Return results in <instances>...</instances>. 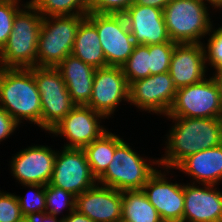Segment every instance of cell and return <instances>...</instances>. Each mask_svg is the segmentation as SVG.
Here are the masks:
<instances>
[{
	"instance_id": "cell-1",
	"label": "cell",
	"mask_w": 222,
	"mask_h": 222,
	"mask_svg": "<svg viewBox=\"0 0 222 222\" xmlns=\"http://www.w3.org/2000/svg\"><path fill=\"white\" fill-rule=\"evenodd\" d=\"M167 132L161 168L174 170L186 157L222 144V118L166 117ZM173 124V125H172Z\"/></svg>"
},
{
	"instance_id": "cell-2",
	"label": "cell",
	"mask_w": 222,
	"mask_h": 222,
	"mask_svg": "<svg viewBox=\"0 0 222 222\" xmlns=\"http://www.w3.org/2000/svg\"><path fill=\"white\" fill-rule=\"evenodd\" d=\"M0 106L20 125L25 121L41 129V99L33 67H0Z\"/></svg>"
},
{
	"instance_id": "cell-3",
	"label": "cell",
	"mask_w": 222,
	"mask_h": 222,
	"mask_svg": "<svg viewBox=\"0 0 222 222\" xmlns=\"http://www.w3.org/2000/svg\"><path fill=\"white\" fill-rule=\"evenodd\" d=\"M43 16L28 1L15 15L6 45L0 51V67L36 66L37 45Z\"/></svg>"
},
{
	"instance_id": "cell-4",
	"label": "cell",
	"mask_w": 222,
	"mask_h": 222,
	"mask_svg": "<svg viewBox=\"0 0 222 222\" xmlns=\"http://www.w3.org/2000/svg\"><path fill=\"white\" fill-rule=\"evenodd\" d=\"M123 140L116 148L106 171L97 179L98 184L121 192L142 190L148 179L160 167L159 158L146 157Z\"/></svg>"
},
{
	"instance_id": "cell-5",
	"label": "cell",
	"mask_w": 222,
	"mask_h": 222,
	"mask_svg": "<svg viewBox=\"0 0 222 222\" xmlns=\"http://www.w3.org/2000/svg\"><path fill=\"white\" fill-rule=\"evenodd\" d=\"M210 10L204 0H171L163 9L170 40L176 43H203L214 26Z\"/></svg>"
},
{
	"instance_id": "cell-6",
	"label": "cell",
	"mask_w": 222,
	"mask_h": 222,
	"mask_svg": "<svg viewBox=\"0 0 222 222\" xmlns=\"http://www.w3.org/2000/svg\"><path fill=\"white\" fill-rule=\"evenodd\" d=\"M86 15L43 17L37 45V67L56 68L71 55L76 32Z\"/></svg>"
},
{
	"instance_id": "cell-7",
	"label": "cell",
	"mask_w": 222,
	"mask_h": 222,
	"mask_svg": "<svg viewBox=\"0 0 222 222\" xmlns=\"http://www.w3.org/2000/svg\"><path fill=\"white\" fill-rule=\"evenodd\" d=\"M41 99V130L49 133L76 105L61 73L54 67H33Z\"/></svg>"
},
{
	"instance_id": "cell-8",
	"label": "cell",
	"mask_w": 222,
	"mask_h": 222,
	"mask_svg": "<svg viewBox=\"0 0 222 222\" xmlns=\"http://www.w3.org/2000/svg\"><path fill=\"white\" fill-rule=\"evenodd\" d=\"M210 76L178 88L174 103L164 117L222 118L218 87Z\"/></svg>"
},
{
	"instance_id": "cell-9",
	"label": "cell",
	"mask_w": 222,
	"mask_h": 222,
	"mask_svg": "<svg viewBox=\"0 0 222 222\" xmlns=\"http://www.w3.org/2000/svg\"><path fill=\"white\" fill-rule=\"evenodd\" d=\"M86 17L95 25L107 66L121 67L136 45L124 15L89 12Z\"/></svg>"
},
{
	"instance_id": "cell-10",
	"label": "cell",
	"mask_w": 222,
	"mask_h": 222,
	"mask_svg": "<svg viewBox=\"0 0 222 222\" xmlns=\"http://www.w3.org/2000/svg\"><path fill=\"white\" fill-rule=\"evenodd\" d=\"M176 92L169 72L149 75L129 85V104L140 112L164 117L174 103Z\"/></svg>"
},
{
	"instance_id": "cell-11",
	"label": "cell",
	"mask_w": 222,
	"mask_h": 222,
	"mask_svg": "<svg viewBox=\"0 0 222 222\" xmlns=\"http://www.w3.org/2000/svg\"><path fill=\"white\" fill-rule=\"evenodd\" d=\"M106 118L86 105H76L48 134L60 137L64 148L83 149L108 130Z\"/></svg>"
},
{
	"instance_id": "cell-12",
	"label": "cell",
	"mask_w": 222,
	"mask_h": 222,
	"mask_svg": "<svg viewBox=\"0 0 222 222\" xmlns=\"http://www.w3.org/2000/svg\"><path fill=\"white\" fill-rule=\"evenodd\" d=\"M97 183L84 150L61 146L55 157L49 185L62 188L78 196Z\"/></svg>"
},
{
	"instance_id": "cell-13",
	"label": "cell",
	"mask_w": 222,
	"mask_h": 222,
	"mask_svg": "<svg viewBox=\"0 0 222 222\" xmlns=\"http://www.w3.org/2000/svg\"><path fill=\"white\" fill-rule=\"evenodd\" d=\"M122 102L129 104V85L122 67L97 68L94 74L92 96L86 105L106 119L112 118Z\"/></svg>"
},
{
	"instance_id": "cell-14",
	"label": "cell",
	"mask_w": 222,
	"mask_h": 222,
	"mask_svg": "<svg viewBox=\"0 0 222 222\" xmlns=\"http://www.w3.org/2000/svg\"><path fill=\"white\" fill-rule=\"evenodd\" d=\"M170 171L171 169L158 167L145 183L142 191L156 208L163 222H183L184 183L172 182L171 176L174 173Z\"/></svg>"
},
{
	"instance_id": "cell-15",
	"label": "cell",
	"mask_w": 222,
	"mask_h": 222,
	"mask_svg": "<svg viewBox=\"0 0 222 222\" xmlns=\"http://www.w3.org/2000/svg\"><path fill=\"white\" fill-rule=\"evenodd\" d=\"M55 148L48 145L34 144L20 149L9 161L10 174L17 184L47 185L50 183L54 161L57 154Z\"/></svg>"
},
{
	"instance_id": "cell-16",
	"label": "cell",
	"mask_w": 222,
	"mask_h": 222,
	"mask_svg": "<svg viewBox=\"0 0 222 222\" xmlns=\"http://www.w3.org/2000/svg\"><path fill=\"white\" fill-rule=\"evenodd\" d=\"M183 222H222V190L217 185L184 183Z\"/></svg>"
},
{
	"instance_id": "cell-17",
	"label": "cell",
	"mask_w": 222,
	"mask_h": 222,
	"mask_svg": "<svg viewBox=\"0 0 222 222\" xmlns=\"http://www.w3.org/2000/svg\"><path fill=\"white\" fill-rule=\"evenodd\" d=\"M169 74L177 89L196 84L209 76L203 43H176Z\"/></svg>"
},
{
	"instance_id": "cell-18",
	"label": "cell",
	"mask_w": 222,
	"mask_h": 222,
	"mask_svg": "<svg viewBox=\"0 0 222 222\" xmlns=\"http://www.w3.org/2000/svg\"><path fill=\"white\" fill-rule=\"evenodd\" d=\"M123 15L136 45L173 42L167 32L162 9L133 3Z\"/></svg>"
},
{
	"instance_id": "cell-19",
	"label": "cell",
	"mask_w": 222,
	"mask_h": 222,
	"mask_svg": "<svg viewBox=\"0 0 222 222\" xmlns=\"http://www.w3.org/2000/svg\"><path fill=\"white\" fill-rule=\"evenodd\" d=\"M75 209L94 222H121L122 192L97 183L76 196Z\"/></svg>"
},
{
	"instance_id": "cell-20",
	"label": "cell",
	"mask_w": 222,
	"mask_h": 222,
	"mask_svg": "<svg viewBox=\"0 0 222 222\" xmlns=\"http://www.w3.org/2000/svg\"><path fill=\"white\" fill-rule=\"evenodd\" d=\"M174 170L186 174L193 184H222V144L186 157Z\"/></svg>"
},
{
	"instance_id": "cell-21",
	"label": "cell",
	"mask_w": 222,
	"mask_h": 222,
	"mask_svg": "<svg viewBox=\"0 0 222 222\" xmlns=\"http://www.w3.org/2000/svg\"><path fill=\"white\" fill-rule=\"evenodd\" d=\"M75 105H87L92 96L96 68L71 55L56 67Z\"/></svg>"
},
{
	"instance_id": "cell-22",
	"label": "cell",
	"mask_w": 222,
	"mask_h": 222,
	"mask_svg": "<svg viewBox=\"0 0 222 222\" xmlns=\"http://www.w3.org/2000/svg\"><path fill=\"white\" fill-rule=\"evenodd\" d=\"M71 54L96 69L107 66L95 25L87 17L78 26Z\"/></svg>"
},
{
	"instance_id": "cell-23",
	"label": "cell",
	"mask_w": 222,
	"mask_h": 222,
	"mask_svg": "<svg viewBox=\"0 0 222 222\" xmlns=\"http://www.w3.org/2000/svg\"><path fill=\"white\" fill-rule=\"evenodd\" d=\"M121 137L108 129L99 138L83 148L92 174L96 179L106 171L112 161L115 148L124 140Z\"/></svg>"
},
{
	"instance_id": "cell-24",
	"label": "cell",
	"mask_w": 222,
	"mask_h": 222,
	"mask_svg": "<svg viewBox=\"0 0 222 222\" xmlns=\"http://www.w3.org/2000/svg\"><path fill=\"white\" fill-rule=\"evenodd\" d=\"M121 222H163L142 190L122 192Z\"/></svg>"
},
{
	"instance_id": "cell-25",
	"label": "cell",
	"mask_w": 222,
	"mask_h": 222,
	"mask_svg": "<svg viewBox=\"0 0 222 222\" xmlns=\"http://www.w3.org/2000/svg\"><path fill=\"white\" fill-rule=\"evenodd\" d=\"M43 17L87 15L88 0H29Z\"/></svg>"
},
{
	"instance_id": "cell-26",
	"label": "cell",
	"mask_w": 222,
	"mask_h": 222,
	"mask_svg": "<svg viewBox=\"0 0 222 222\" xmlns=\"http://www.w3.org/2000/svg\"><path fill=\"white\" fill-rule=\"evenodd\" d=\"M128 85L150 75L149 45H135L132 54L121 66Z\"/></svg>"
},
{
	"instance_id": "cell-27",
	"label": "cell",
	"mask_w": 222,
	"mask_h": 222,
	"mask_svg": "<svg viewBox=\"0 0 222 222\" xmlns=\"http://www.w3.org/2000/svg\"><path fill=\"white\" fill-rule=\"evenodd\" d=\"M45 200L46 213L55 217H58L62 213V218H64L75 209L76 196L53 185H45ZM63 210L67 212L65 215L63 214Z\"/></svg>"
},
{
	"instance_id": "cell-28",
	"label": "cell",
	"mask_w": 222,
	"mask_h": 222,
	"mask_svg": "<svg viewBox=\"0 0 222 222\" xmlns=\"http://www.w3.org/2000/svg\"><path fill=\"white\" fill-rule=\"evenodd\" d=\"M217 25L218 27H215L216 24L214 23V26L205 37L206 39L203 43L206 66L207 69H210L212 72L222 70V25ZM206 40L207 43L205 42ZM208 66L210 68H208Z\"/></svg>"
},
{
	"instance_id": "cell-29",
	"label": "cell",
	"mask_w": 222,
	"mask_h": 222,
	"mask_svg": "<svg viewBox=\"0 0 222 222\" xmlns=\"http://www.w3.org/2000/svg\"><path fill=\"white\" fill-rule=\"evenodd\" d=\"M21 186L27 188L28 191L24 196L16 194L23 216L30 213L46 212L45 186L38 184H23Z\"/></svg>"
},
{
	"instance_id": "cell-30",
	"label": "cell",
	"mask_w": 222,
	"mask_h": 222,
	"mask_svg": "<svg viewBox=\"0 0 222 222\" xmlns=\"http://www.w3.org/2000/svg\"><path fill=\"white\" fill-rule=\"evenodd\" d=\"M23 1L25 0H0V51L12 32L16 13L28 2Z\"/></svg>"
},
{
	"instance_id": "cell-31",
	"label": "cell",
	"mask_w": 222,
	"mask_h": 222,
	"mask_svg": "<svg viewBox=\"0 0 222 222\" xmlns=\"http://www.w3.org/2000/svg\"><path fill=\"white\" fill-rule=\"evenodd\" d=\"M176 42L149 45L150 75L169 72L171 56Z\"/></svg>"
},
{
	"instance_id": "cell-32",
	"label": "cell",
	"mask_w": 222,
	"mask_h": 222,
	"mask_svg": "<svg viewBox=\"0 0 222 222\" xmlns=\"http://www.w3.org/2000/svg\"><path fill=\"white\" fill-rule=\"evenodd\" d=\"M23 219L16 194L0 189V222H20Z\"/></svg>"
},
{
	"instance_id": "cell-33",
	"label": "cell",
	"mask_w": 222,
	"mask_h": 222,
	"mask_svg": "<svg viewBox=\"0 0 222 222\" xmlns=\"http://www.w3.org/2000/svg\"><path fill=\"white\" fill-rule=\"evenodd\" d=\"M134 0H88L89 12L99 14H123Z\"/></svg>"
},
{
	"instance_id": "cell-34",
	"label": "cell",
	"mask_w": 222,
	"mask_h": 222,
	"mask_svg": "<svg viewBox=\"0 0 222 222\" xmlns=\"http://www.w3.org/2000/svg\"><path fill=\"white\" fill-rule=\"evenodd\" d=\"M20 124L0 106V144L18 130Z\"/></svg>"
},
{
	"instance_id": "cell-35",
	"label": "cell",
	"mask_w": 222,
	"mask_h": 222,
	"mask_svg": "<svg viewBox=\"0 0 222 222\" xmlns=\"http://www.w3.org/2000/svg\"><path fill=\"white\" fill-rule=\"evenodd\" d=\"M24 219L27 222H62L63 221L62 215L61 217H55L46 212L30 213L27 216H25Z\"/></svg>"
},
{
	"instance_id": "cell-36",
	"label": "cell",
	"mask_w": 222,
	"mask_h": 222,
	"mask_svg": "<svg viewBox=\"0 0 222 222\" xmlns=\"http://www.w3.org/2000/svg\"><path fill=\"white\" fill-rule=\"evenodd\" d=\"M62 222H94L85 214L80 213L76 209H74L70 214L63 218Z\"/></svg>"
},
{
	"instance_id": "cell-37",
	"label": "cell",
	"mask_w": 222,
	"mask_h": 222,
	"mask_svg": "<svg viewBox=\"0 0 222 222\" xmlns=\"http://www.w3.org/2000/svg\"><path fill=\"white\" fill-rule=\"evenodd\" d=\"M171 0H134V4L164 9Z\"/></svg>"
},
{
	"instance_id": "cell-38",
	"label": "cell",
	"mask_w": 222,
	"mask_h": 222,
	"mask_svg": "<svg viewBox=\"0 0 222 222\" xmlns=\"http://www.w3.org/2000/svg\"><path fill=\"white\" fill-rule=\"evenodd\" d=\"M211 75L218 87L220 105H221V109H222V70H219V71H216L213 73L211 72Z\"/></svg>"
},
{
	"instance_id": "cell-39",
	"label": "cell",
	"mask_w": 222,
	"mask_h": 222,
	"mask_svg": "<svg viewBox=\"0 0 222 222\" xmlns=\"http://www.w3.org/2000/svg\"><path fill=\"white\" fill-rule=\"evenodd\" d=\"M204 1L208 3V6L210 5L211 9H213L212 12L215 10L213 14L216 11H218L219 13L220 9L222 10V0H204Z\"/></svg>"
}]
</instances>
